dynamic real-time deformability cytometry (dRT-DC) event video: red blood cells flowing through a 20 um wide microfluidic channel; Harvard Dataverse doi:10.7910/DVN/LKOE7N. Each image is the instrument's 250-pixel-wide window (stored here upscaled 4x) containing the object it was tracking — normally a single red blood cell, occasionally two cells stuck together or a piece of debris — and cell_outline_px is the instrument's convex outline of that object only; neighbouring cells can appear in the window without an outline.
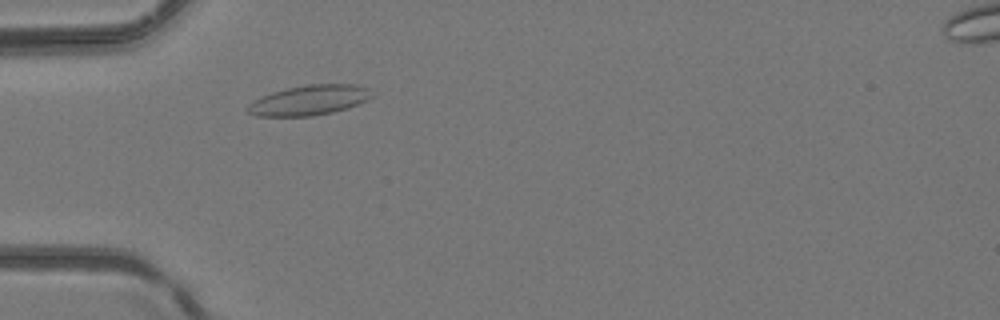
{"species": "common noctule bat (a hibernating species)", "species_latin": "Nyctalus noctula", "temperature_condition": "room temperature", "stored_images_in_passage": 3, "camera_frame_rate_fps": 3000, "um_per_image_px": 0.085, "animal": {"sex": "female", "body_mass_g": 24.6, "forearm_length_mm": 56.2}, "frame": {"image": 1, "passage_image": 2, "time_ms": 0.333, "image_size_px": [1000, 320], "cell_outline_px": [[372, 96], [368, 100], [348, 108], [332, 112], [312, 116], [256, 116], [244, 112], [244, 108], [248, 104], [272, 92], [304, 84], [352, 84], [368, 88]], "centroid_in_image_um": [26.25, 8.52], "position_along_channel_um": 58.7, "area_um2": 21.73}}